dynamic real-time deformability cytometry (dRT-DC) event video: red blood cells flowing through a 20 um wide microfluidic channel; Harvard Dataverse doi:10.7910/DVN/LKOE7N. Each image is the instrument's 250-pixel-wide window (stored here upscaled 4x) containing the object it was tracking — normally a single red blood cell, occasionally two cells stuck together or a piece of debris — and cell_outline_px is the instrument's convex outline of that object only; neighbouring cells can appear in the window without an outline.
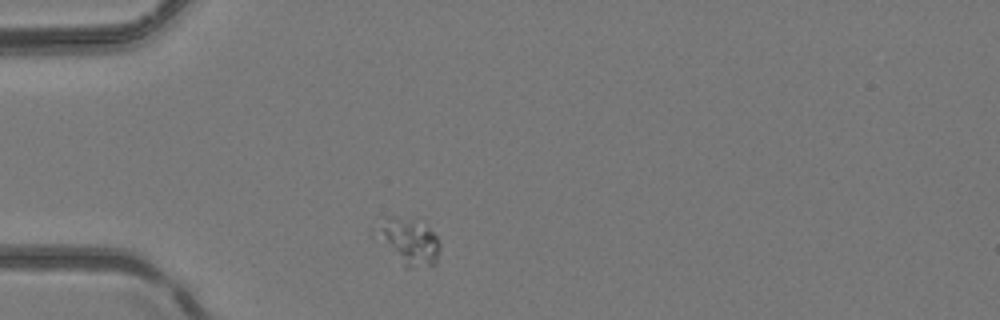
{"species": "common noctule bat (a hibernating species)", "species_latin": "Nyctalus noctula", "temperature_condition": "room temperature", "stored_images_in_passage": 1, "camera_frame_rate_fps": 3000, "um_per_image_px": 0.085, "animal": {"sex": "female", "body_mass_g": 24.6, "forearm_length_mm": 56.2}, "frame": {"image": 1, "passage_image": 1, "time_ms": 0.0, "image_size_px": [1000, 320], "cell_outline_px": [[440, 248], [436, 264], [408, 268], [404, 268], [368, 236], [372, 228], [384, 216], [416, 216], [436, 236], [440, 244]], "centroid_in_image_um": [34.56, 20.47], "position_along_channel_um": 50.4, "area_um2": 19.02}}